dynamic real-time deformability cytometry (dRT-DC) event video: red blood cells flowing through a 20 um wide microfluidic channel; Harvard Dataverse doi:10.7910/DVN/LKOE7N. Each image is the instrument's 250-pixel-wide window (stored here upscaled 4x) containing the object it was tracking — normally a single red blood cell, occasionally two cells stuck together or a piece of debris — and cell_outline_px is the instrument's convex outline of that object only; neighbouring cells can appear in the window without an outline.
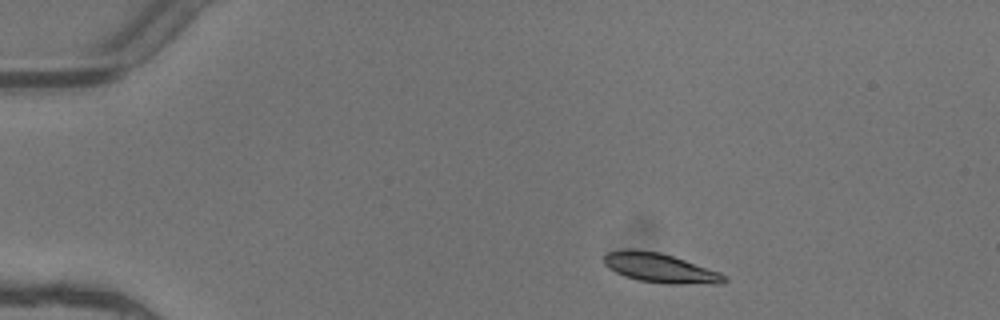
{"species": "common noctule bat (a hibernating species)", "species_latin": "Nyctalus noctula", "temperature_condition": "warm", "stored_images_in_passage": 3, "camera_frame_rate_fps": 3000, "um_per_image_px": 0.085, "animal": {"sex": "female"}, "frame": {"image": 1, "passage_image": 1, "time_ms": 0.0, "image_size_px": [1000, 320], "cell_outline_px": [[728, 280], [724, 284], [664, 284], [636, 280], [624, 276], [608, 268], [604, 264], [604, 256], [608, 252], [628, 248], [632, 248], [660, 252], [720, 272]], "centroid_in_image_um": [56.1, 22.79], "position_along_channel_um": 28.9, "area_um2": 20.81}}